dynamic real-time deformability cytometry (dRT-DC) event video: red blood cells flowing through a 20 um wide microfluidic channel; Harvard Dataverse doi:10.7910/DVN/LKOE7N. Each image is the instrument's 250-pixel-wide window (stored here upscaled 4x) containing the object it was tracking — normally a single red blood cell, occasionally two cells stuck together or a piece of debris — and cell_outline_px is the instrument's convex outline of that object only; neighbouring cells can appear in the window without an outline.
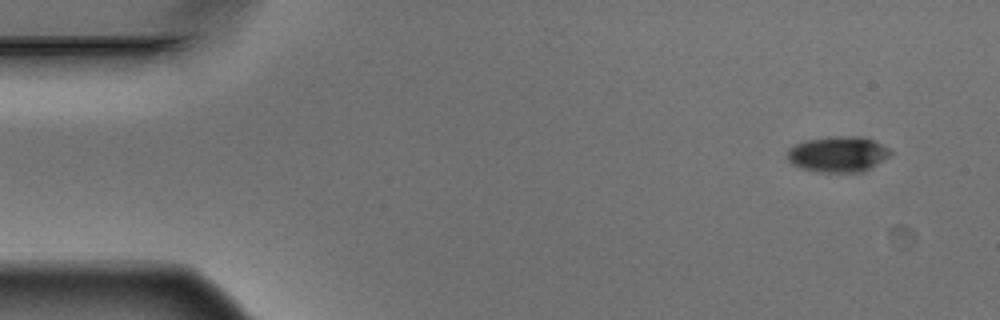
{"species": "Egyptian fruit bat (a non-hibernating species)", "species_latin": "Rousettus aegyptiacus", "temperature_condition": "warm", "stored_images_in_passage": 4, "camera_frame_rate_fps": 3000, "um_per_image_px": 0.085, "animal": {"sex": "male"}, "frame": {"image": 1, "passage_image": 1, "time_ms": 0.0, "image_size_px": [1000, 320], "cell_outline_px": [[892, 152], [888, 156], [864, 172], [816, 172], [800, 168], [792, 164], [788, 160], [788, 148], [804, 140], [836, 136], [860, 136], [872, 140], [888, 148]], "centroid_in_image_um": [71.19, 13.11], "position_along_channel_um": 13.8, "area_um2": 21.39}}
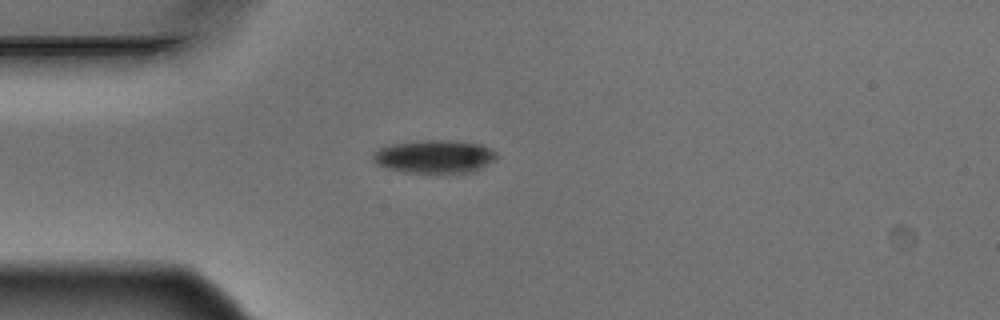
{"frame": {"image": 2, "passage_image": 4, "time_ms": 1.0, "image_size_px": [1000, 320], "cell_outline_px": [[500, 156], [480, 168], [472, 172], [404, 172], [388, 168], [376, 164], [372, 160], [372, 152], [388, 144], [420, 140], [448, 140], [480, 144], [496, 152]], "centroid_in_image_um": [36.89, 13.29], "position_along_channel_um": 48.1, "area_um2": 23.81}}